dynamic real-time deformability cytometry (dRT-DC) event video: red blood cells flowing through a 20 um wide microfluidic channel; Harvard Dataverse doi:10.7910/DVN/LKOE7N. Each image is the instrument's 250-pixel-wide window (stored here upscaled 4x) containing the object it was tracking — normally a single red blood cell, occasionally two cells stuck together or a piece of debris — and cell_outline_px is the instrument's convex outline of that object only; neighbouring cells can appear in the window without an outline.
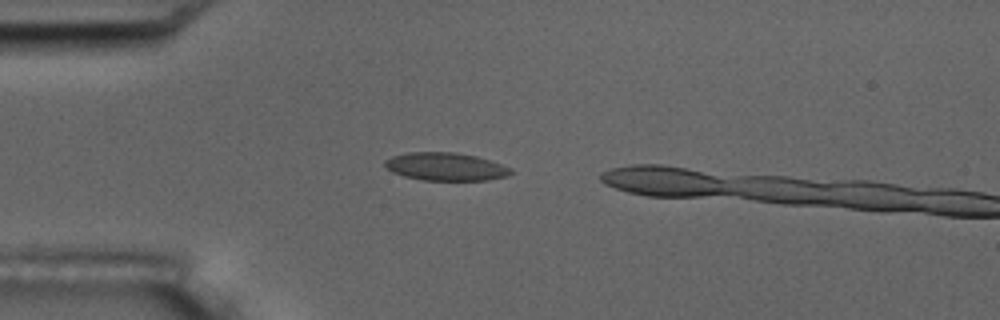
{"species": "common noctule bat (a hibernating species)", "species_latin": "Nyctalus noctula", "temperature_condition": "room temperature", "stored_images_in_passage": 3, "camera_frame_rate_fps": 3000, "um_per_image_px": 0.085, "animal": {"sex": "male", "body_mass_g": 17.5, "forearm_length_mm": 52.3}, "frame": {"image": 1, "passage_image": 2, "time_ms": 1.0, "image_size_px": [1000, 320], "cell_outline_px": [[512, 172], [508, 176], [488, 180], [424, 180], [404, 176], [392, 172], [384, 168], [384, 160], [392, 156], [408, 152], [452, 152], [476, 156], [512, 168]], "centroid_in_image_um": [37.84, 14.16], "position_along_channel_um": 47.2, "area_um2": 20.52}}